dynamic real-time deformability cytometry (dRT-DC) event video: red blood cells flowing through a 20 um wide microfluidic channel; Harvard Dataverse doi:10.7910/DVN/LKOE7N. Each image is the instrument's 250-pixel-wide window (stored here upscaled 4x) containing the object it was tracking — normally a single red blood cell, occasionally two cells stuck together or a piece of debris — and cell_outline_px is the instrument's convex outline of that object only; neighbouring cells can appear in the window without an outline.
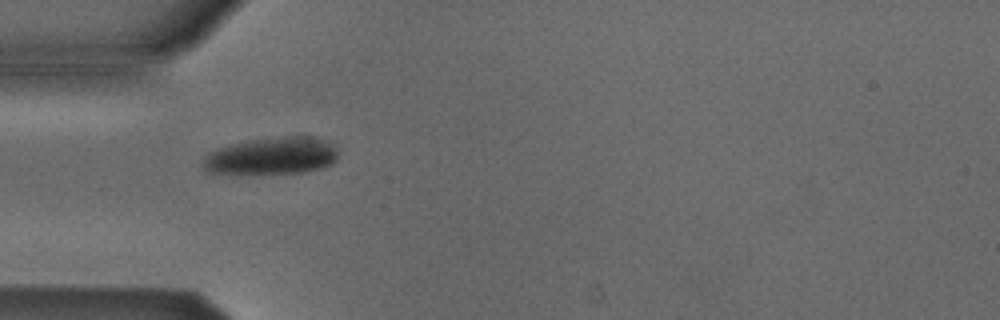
{"species": "Egyptian fruit bat (a non-hibernating species)", "species_latin": "Rousettus aegyptiacus", "temperature_condition": "cold", "stored_images_in_passage": 3, "camera_frame_rate_fps": 3000, "um_per_image_px": 0.085, "animal": {"sex": "male"}, "frame": {"image": 1, "passage_image": 1, "time_ms": 0.0, "image_size_px": [1000, 320], "cell_outline_px": [[336, 160], [332, 164], [320, 168], [304, 172], [208, 172], [204, 168], [204, 156], [208, 152], [232, 144], [248, 140], [280, 136], [312, 136], [328, 140], [336, 148]], "centroid_in_image_um": [23.16, 13.21], "position_along_channel_um": 61.8, "area_um2": 28.78}}
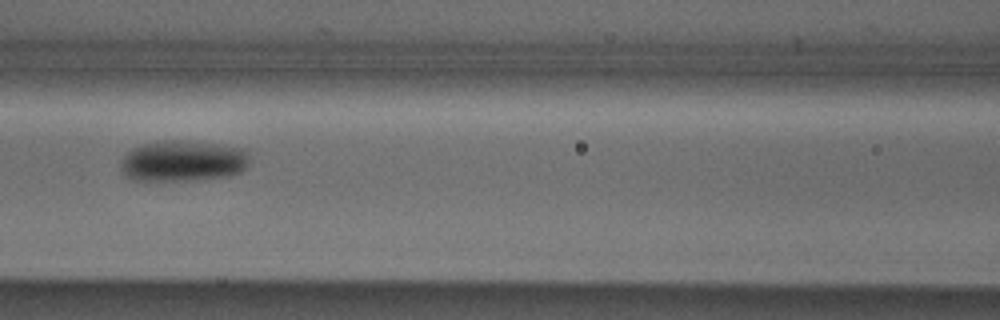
{"frame": {"image": 2, "passage_image": 3, "time_ms": 0.667, "image_size_px": [1000, 320], "cell_outline_px": [[248, 164], [240, 172], [228, 176], [192, 180], [132, 180], [124, 176], [120, 168], [120, 164], [124, 156], [132, 148], [144, 144], [164, 140], [176, 140], [216, 144], [248, 148]], "centroid_in_image_um": [15.54, 13.68], "position_along_channel_um": 151.1, "area_um2": 30.87}}